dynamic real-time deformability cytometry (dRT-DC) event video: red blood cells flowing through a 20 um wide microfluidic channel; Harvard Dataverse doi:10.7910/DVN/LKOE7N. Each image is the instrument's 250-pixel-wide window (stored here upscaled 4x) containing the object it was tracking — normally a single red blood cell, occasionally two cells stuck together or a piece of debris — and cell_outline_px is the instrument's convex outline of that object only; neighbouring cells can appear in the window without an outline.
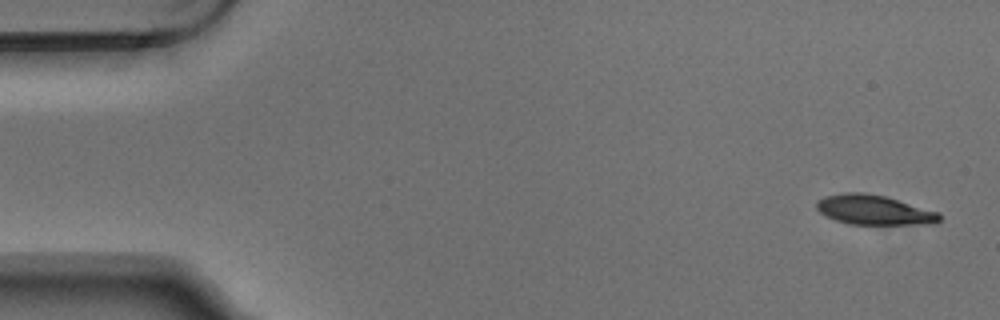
{"species": "Egyptian fruit bat (a non-hibernating species)", "species_latin": "Rousettus aegyptiacus", "temperature_condition": "warm", "stored_images_in_passage": 7, "camera_frame_rate_fps": 3000, "um_per_image_px": 0.085, "animal": {"sex": "male"}, "frame": {"image": 1, "passage_image": 1, "time_ms": 0.0, "image_size_px": [1000, 320], "cell_outline_px": [[940, 220], [936, 224], [848, 224], [836, 220], [820, 212], [816, 208], [816, 200], [824, 196], [844, 192], [864, 192], [884, 196], [940, 212]], "centroid_in_image_um": [74.29, 17.84], "position_along_channel_um": 10.7, "area_um2": 21.33}}
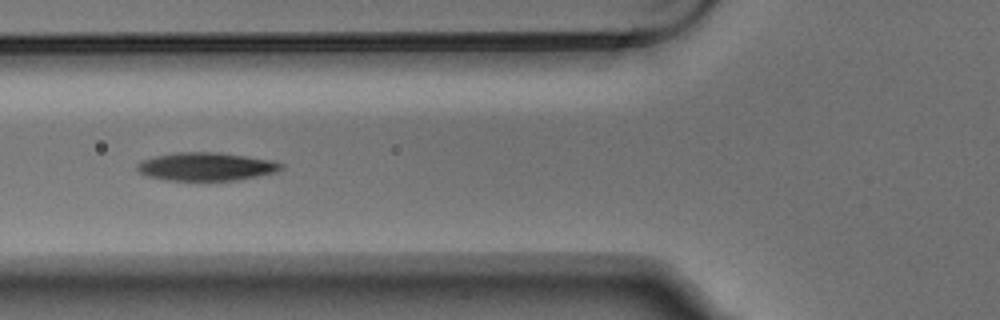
{"frame": {"image": 2, "passage_image": 5, "time_ms": 1.333, "image_size_px": [1000, 320], "cell_outline_px": [[284, 168], [276, 172], [236, 180], [168, 180], [148, 176], [140, 172], [136, 168], [136, 164], [140, 160], [172, 152], [220, 152], [248, 156], [272, 160], [284, 164]], "centroid_in_image_um": [17.53, 14.14], "position_along_channel_um": 108.3, "area_um2": 23.76}}
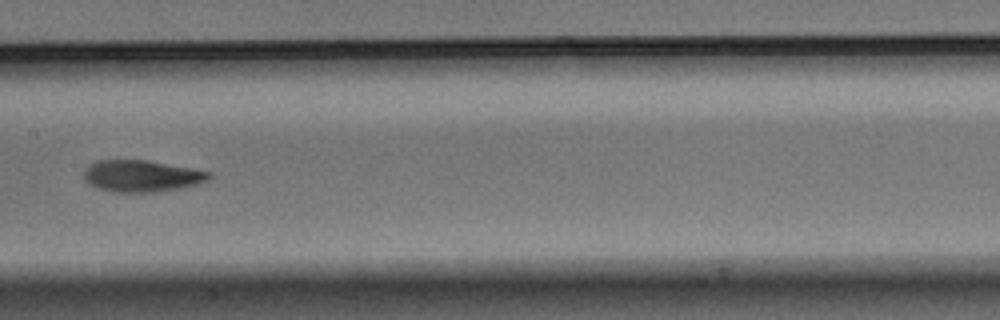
{"frame": {"image": 3, "passage_image": 7, "time_ms": 2.0, "image_size_px": [1000, 320], "cell_outline_px": [[212, 176], [208, 180], [196, 184], [180, 188], [156, 192], [112, 192], [88, 184], [84, 180], [84, 172], [88, 164], [100, 160], [148, 160], [212, 172]], "centroid_in_image_um": [12.03, 14.96], "position_along_channel_um": 195.4, "area_um2": 23.12}}